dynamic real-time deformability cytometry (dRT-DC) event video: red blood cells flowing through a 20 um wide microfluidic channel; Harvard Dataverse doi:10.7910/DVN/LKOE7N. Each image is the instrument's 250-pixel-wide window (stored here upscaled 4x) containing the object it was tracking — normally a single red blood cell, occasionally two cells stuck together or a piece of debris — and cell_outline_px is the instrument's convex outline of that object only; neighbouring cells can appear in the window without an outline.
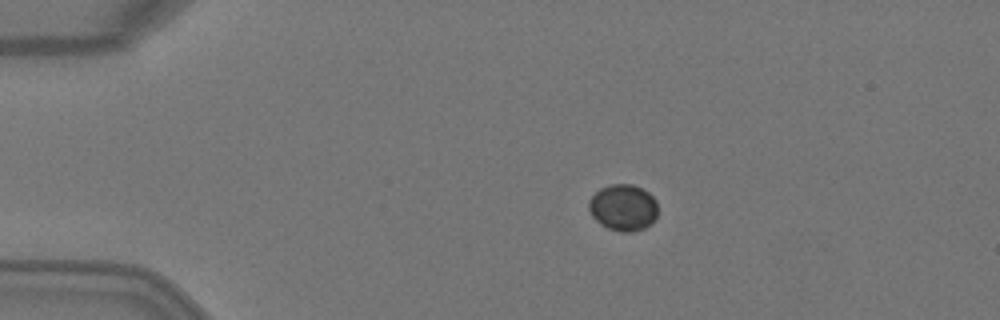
{"species": "Egyptian fruit bat (a non-hibernating species)", "species_latin": "Rousettus aegyptiacus", "temperature_condition": "warm", "stored_images_in_passage": 4, "camera_frame_rate_fps": 3000, "um_per_image_px": 0.085, "animal": {"sex": "female"}, "frame": {"image": 1, "passage_image": 3, "time_ms": 0.667, "image_size_px": [1000, 320], "cell_outline_px": [[656, 216], [652, 224], [644, 228], [632, 232], [620, 232], [608, 228], [600, 224], [592, 216], [588, 208], [588, 200], [600, 188], [612, 184], [632, 184], [648, 192], [656, 200]], "centroid_in_image_um": [52.96, 17.65], "position_along_channel_um": 32.0, "area_um2": 18.73}}
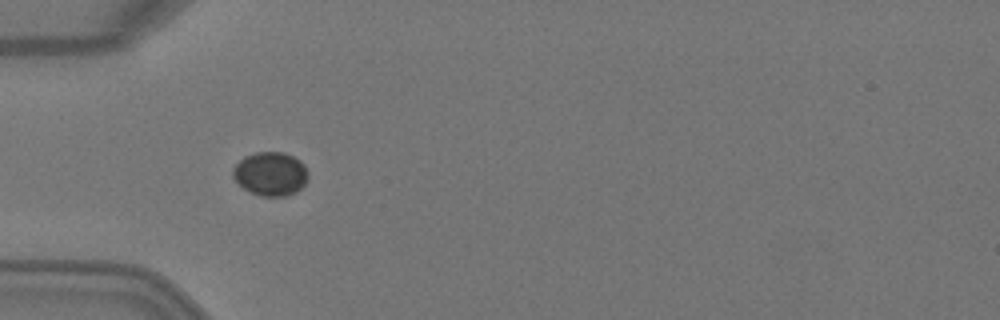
{"frame": {"image": 2, "passage_image": 4, "time_ms": 1.0, "image_size_px": [1000, 320], "cell_outline_px": [[308, 180], [296, 192], [284, 196], [260, 196], [244, 188], [232, 176], [232, 168], [244, 156], [256, 152], [284, 152], [300, 160], [304, 164], [308, 172]], "centroid_in_image_um": [23.0, 14.76], "position_along_channel_um": 62.0, "area_um2": 19.19}}